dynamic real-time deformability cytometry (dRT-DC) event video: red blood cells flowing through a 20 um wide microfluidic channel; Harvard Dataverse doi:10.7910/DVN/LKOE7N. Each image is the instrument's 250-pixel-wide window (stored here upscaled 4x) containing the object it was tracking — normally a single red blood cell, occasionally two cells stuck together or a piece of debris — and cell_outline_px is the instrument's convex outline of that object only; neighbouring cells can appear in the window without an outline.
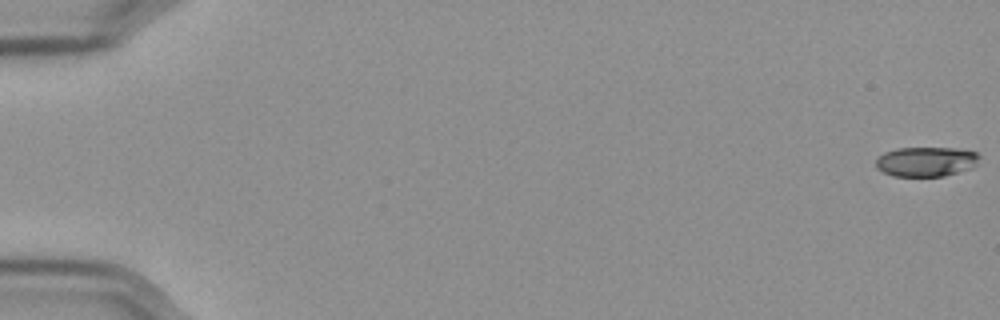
{"species": "Egyptian fruit bat (a non-hibernating species)", "species_latin": "Rousettus aegyptiacus", "temperature_condition": "cold", "stored_images_in_passage": 53, "camera_frame_rate_fps": 3000, "um_per_image_px": 0.085, "frame": {"image": 1, "passage_image": 1, "time_ms": 0.0, "image_size_px": [1000, 320], "cell_outline_px": [[980, 156], [976, 164], [972, 168], [944, 176], [892, 176], [876, 168], [876, 156], [884, 152], [896, 148], [956, 148], [976, 152]], "centroid_in_image_um": [78.69, 13.73], "position_along_channel_um": 6.3, "area_um2": 18.03}}
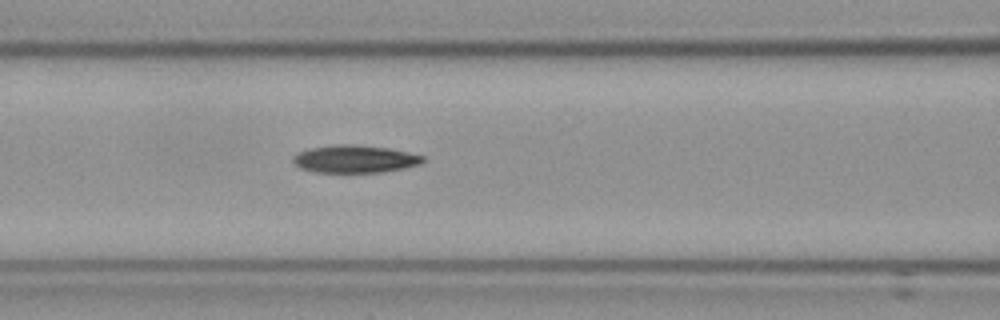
{"frame": {"image": 2, "passage_image": 26, "time_ms": 8.333, "image_size_px": [1000, 320], "cell_outline_px": [[424, 160], [420, 164], [404, 168], [380, 172], [316, 172], [300, 168], [292, 160], [292, 156], [300, 152], [312, 148], [336, 144], [352, 144], [388, 148], [424, 156]], "centroid_in_image_um": [30.15, 13.51], "position_along_channel_um": 136.4, "area_um2": 20.63}}
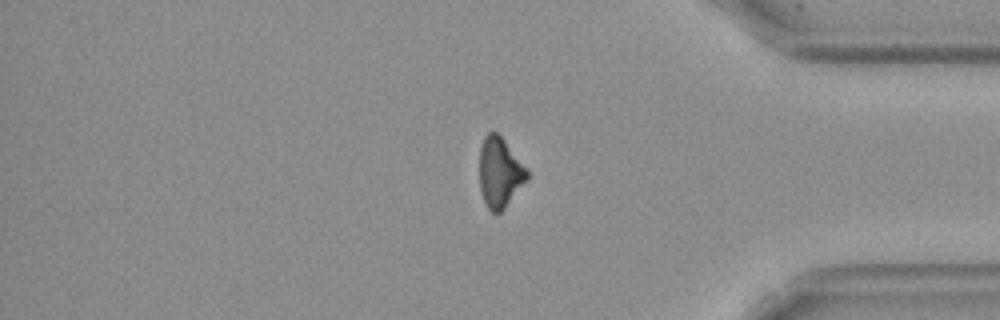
{"frame": {"image": 3, "passage_image": 49, "time_ms": 16.0, "image_size_px": [1000, 320], "cell_outline_px": [[528, 180], [504, 208], [500, 212], [492, 212], [488, 208], [484, 200], [480, 188], [480, 144], [484, 136], [488, 132], [496, 132], [504, 140], [528, 168]], "centroid_in_image_um": [42.49, 14.64], "position_along_channel_um": 392.7, "area_um2": 19.42}}